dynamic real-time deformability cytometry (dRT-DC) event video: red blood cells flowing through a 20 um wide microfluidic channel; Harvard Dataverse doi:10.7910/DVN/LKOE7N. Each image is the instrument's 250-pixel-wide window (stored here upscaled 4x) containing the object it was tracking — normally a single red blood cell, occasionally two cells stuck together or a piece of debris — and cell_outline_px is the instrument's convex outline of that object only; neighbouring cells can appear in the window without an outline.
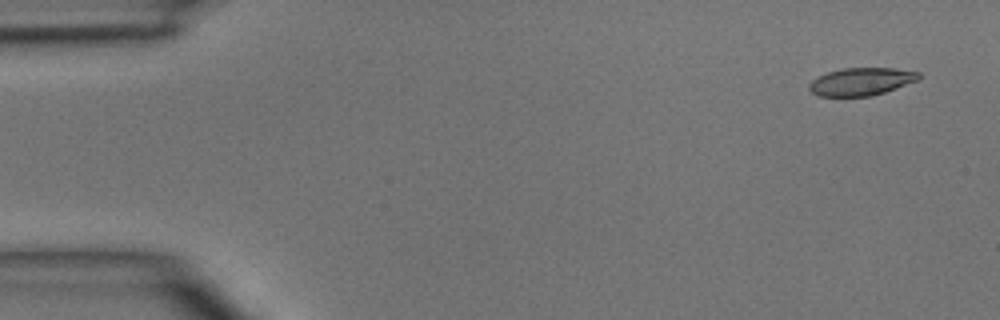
{"species": "common noctule bat (a hibernating species)", "species_latin": "Nyctalus noctula", "temperature_condition": "room temperature", "stored_images_in_passage": 4, "camera_frame_rate_fps": 3000, "um_per_image_px": 0.085, "animal": {"sex": "male", "body_mass_g": 15.6}, "frame": {"image": 1, "passage_image": 1, "time_ms": 0.0, "image_size_px": [1000, 320], "cell_outline_px": [[920, 80], [872, 96], [820, 96], [812, 92], [808, 88], [808, 84], [812, 80], [828, 72], [844, 68], [896, 68], [920, 72]], "centroid_in_image_um": [73.24, 6.93], "position_along_channel_um": 11.8, "area_um2": 17.69}}
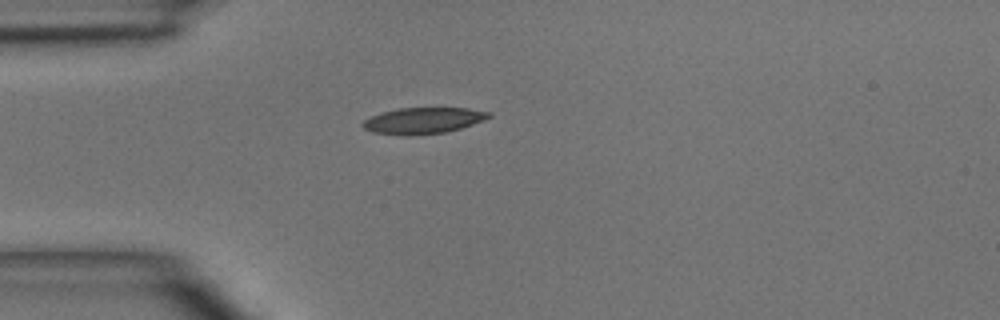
{"frame": {"image": 2, "passage_image": 4, "time_ms": 3.333, "image_size_px": [1000, 320], "cell_outline_px": [[492, 116], [484, 120], [460, 128], [444, 132], [412, 136], [404, 136], [372, 132], [364, 128], [360, 124], [364, 120], [372, 116], [396, 108], [468, 108], [492, 112]], "centroid_in_image_um": [35.97, 10.25], "position_along_channel_um": 49.0, "area_um2": 19.31}}